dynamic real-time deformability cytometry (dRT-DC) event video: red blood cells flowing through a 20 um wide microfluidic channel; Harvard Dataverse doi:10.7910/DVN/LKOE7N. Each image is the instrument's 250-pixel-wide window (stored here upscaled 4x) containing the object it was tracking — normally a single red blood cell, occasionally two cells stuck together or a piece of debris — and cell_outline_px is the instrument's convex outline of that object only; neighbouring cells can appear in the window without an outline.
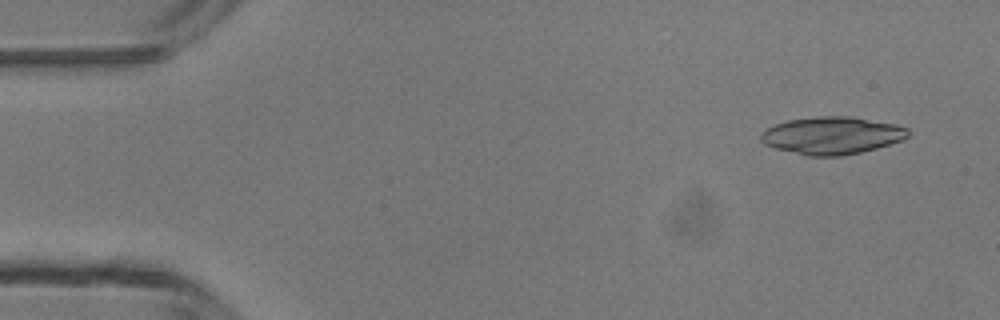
{"species": "common noctule bat (a hibernating species)", "species_latin": "Nyctalus noctula", "temperature_condition": "room temperature", "stored_images_in_passage": 3, "camera_frame_rate_fps": 3000, "um_per_image_px": 0.085, "animal": {"sex": "male", "body_mass_g": 13.3}, "frame": {"image": 1, "passage_image": 1, "time_ms": 0.0, "image_size_px": [1000, 320], "cell_outline_px": [[908, 136], [904, 140], [876, 148], [860, 152], [840, 156], [808, 156], [776, 148], [764, 144], [760, 140], [760, 132], [776, 124], [788, 120], [816, 116], [848, 116], [896, 124], [908, 128]], "centroid_in_image_um": [70.71, 11.51], "position_along_channel_um": 14.3, "area_um2": 32.08}}